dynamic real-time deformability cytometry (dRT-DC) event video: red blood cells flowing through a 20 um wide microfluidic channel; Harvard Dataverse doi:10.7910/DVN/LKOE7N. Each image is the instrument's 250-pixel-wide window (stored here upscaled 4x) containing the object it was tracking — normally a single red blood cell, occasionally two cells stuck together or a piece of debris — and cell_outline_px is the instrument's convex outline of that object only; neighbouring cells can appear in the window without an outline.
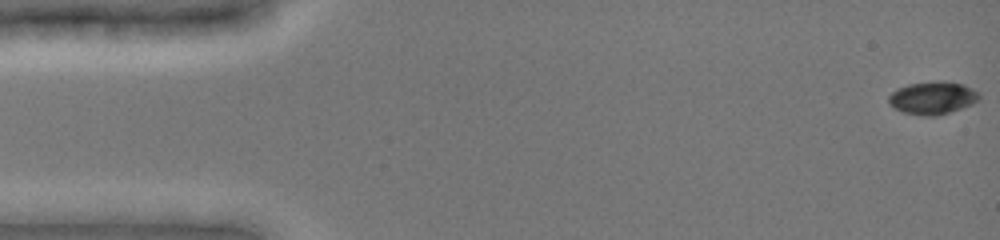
{"species": "common noctule bat (a hibernating species)", "species_latin": "Nyctalus noctula", "temperature_condition": "cold", "stored_images_in_passage": 15, "camera_frame_rate_fps": 3000, "um_per_image_px": 0.085, "animal": {"sex": "female", "body_mass_g": 19.0, "forearm_length_mm": 51.5}, "frame": {"image": 1, "passage_image": 1, "time_ms": 0.0, "image_size_px": [1000, 240], "cell_outline_px": [[980, 100], [972, 104], [936, 116], [920, 116], [904, 112], [896, 108], [888, 100], [888, 96], [896, 88], [908, 84], [940, 80], [944, 80], [964, 84], [980, 92]], "centroid_in_image_um": [79.31, 8.3], "position_along_channel_um": 5.7, "area_um2": 17.4}}
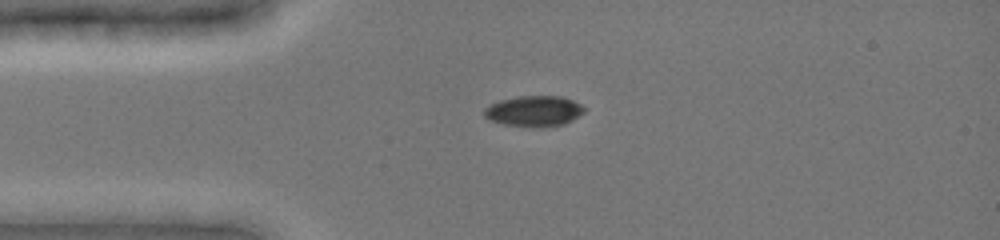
{"frame": {"image": 2, "passage_image": 10, "time_ms": 3.667, "image_size_px": [1000, 240], "cell_outline_px": [[584, 112], [572, 120], [564, 124], [540, 128], [532, 128], [504, 124], [488, 120], [484, 116], [484, 108], [488, 104], [500, 100], [520, 96], [560, 96], [572, 100], [580, 104], [584, 108]], "centroid_in_image_um": [45.35, 9.46], "position_along_channel_um": 39.6, "area_um2": 18.09}}
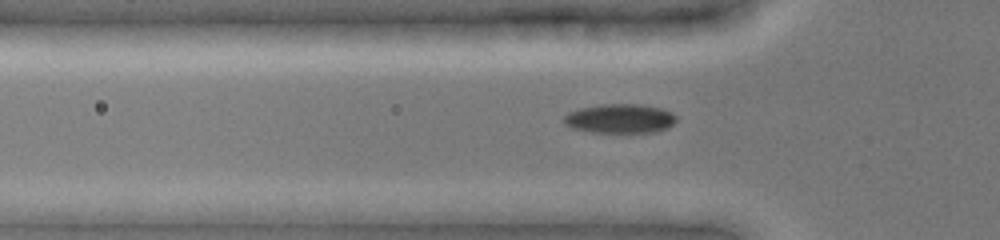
{"frame": {"image": 3, "passage_image": 14, "time_ms": 5.0, "image_size_px": [1000, 240], "cell_outline_px": [[676, 120], [668, 128], [656, 132], [592, 132], [572, 128], [564, 124], [564, 116], [568, 112], [580, 108], [600, 104], [640, 104], [660, 108], [672, 112], [676, 116]], "centroid_in_image_um": [52.69, 10.07], "position_along_channel_um": 73.1, "area_um2": 19.19}}